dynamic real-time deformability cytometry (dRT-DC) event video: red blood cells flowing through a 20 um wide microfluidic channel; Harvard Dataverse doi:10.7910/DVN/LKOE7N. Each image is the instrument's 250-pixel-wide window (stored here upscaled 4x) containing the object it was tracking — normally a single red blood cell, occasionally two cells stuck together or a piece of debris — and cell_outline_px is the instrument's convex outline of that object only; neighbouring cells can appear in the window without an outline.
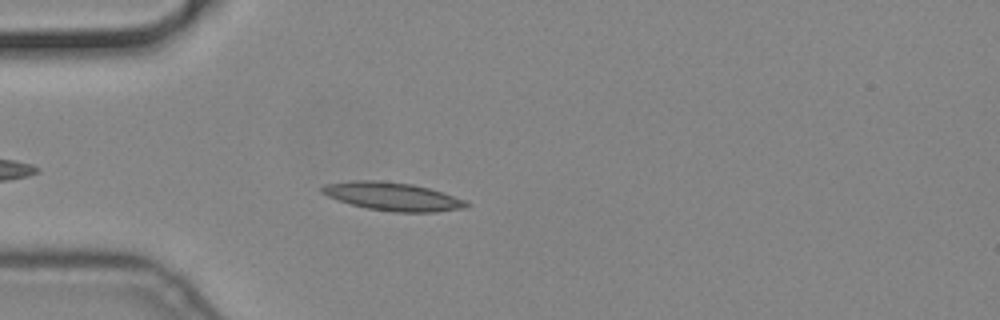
{"species": "common noctule bat (a hibernating species)", "species_latin": "Nyctalus noctula", "temperature_condition": "cold", "stored_images_in_passage": 46, "camera_frame_rate_fps": 3000, "um_per_image_px": 0.085, "animal": {"sex": "male", "body_mass_g": 19.2, "forearm_length_mm": 51.8}, "frame": {"image": 1, "passage_image": 6, "time_ms": 1.667, "image_size_px": [1000, 320], "cell_outline_px": [[472, 204], [468, 208], [436, 212], [392, 212], [368, 208], [352, 204], [328, 196], [320, 192], [320, 188], [324, 184], [352, 180], [380, 180], [412, 184], [428, 188], [468, 200]], "centroid_in_image_um": [33.43, 16.7], "position_along_channel_um": 51.6, "area_um2": 23.93}}
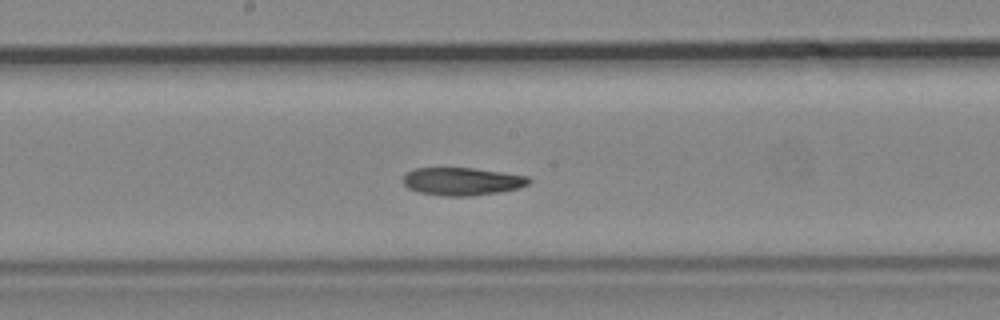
{"frame": {"image": 2, "passage_image": 20, "time_ms": 6.333, "image_size_px": [1000, 320], "cell_outline_px": [[532, 180], [528, 184], [516, 188], [500, 192], [468, 196], [444, 196], [416, 192], [408, 188], [404, 184], [404, 176], [408, 172], [416, 168], [472, 168], [528, 176]], "centroid_in_image_um": [39.26, 15.42], "position_along_channel_um": 208.9, "area_um2": 20.23}}
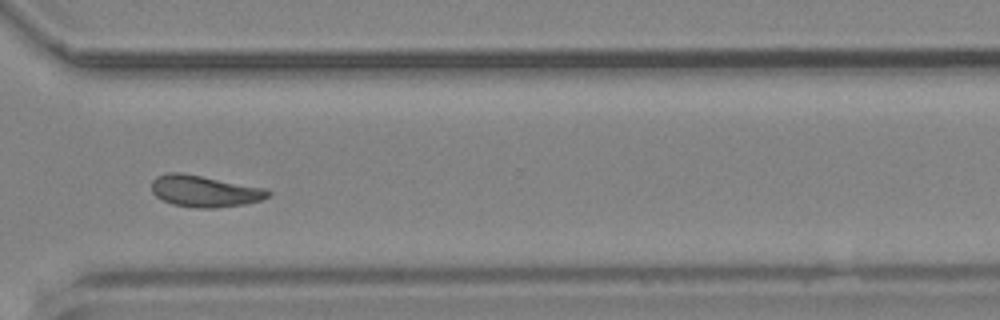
{"frame": {"image": 3, "passage_image": 32, "time_ms": 10.333, "image_size_px": [1000, 320], "cell_outline_px": [[272, 196], [260, 200], [244, 204], [212, 208], [196, 208], [172, 204], [156, 196], [152, 192], [152, 180], [156, 176], [168, 172], [180, 172], [264, 188], [272, 192]], "centroid_in_image_um": [17.38, 16.25], "position_along_channel_um": 353.2, "area_um2": 21.27}}